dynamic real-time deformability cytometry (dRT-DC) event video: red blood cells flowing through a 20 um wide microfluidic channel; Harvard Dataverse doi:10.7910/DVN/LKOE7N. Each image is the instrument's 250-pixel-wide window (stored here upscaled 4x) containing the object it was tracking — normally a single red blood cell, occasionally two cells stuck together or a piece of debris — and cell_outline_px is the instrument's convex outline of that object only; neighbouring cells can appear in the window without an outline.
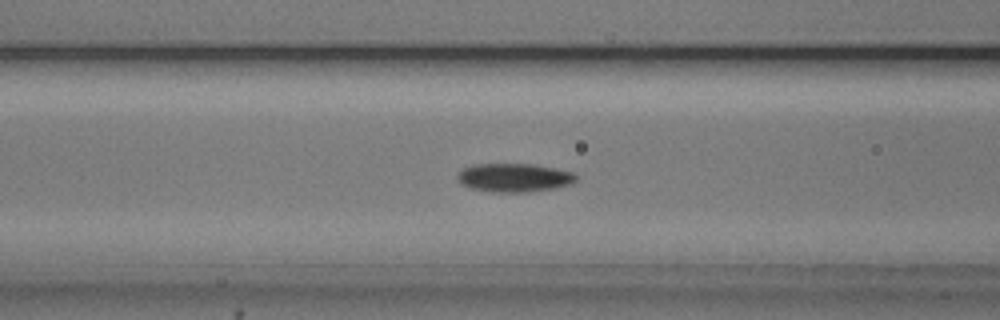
{"species": "common noctule bat (a hibernating species)", "species_latin": "Nyctalus noctula", "temperature_condition": "cold", "stored_images_in_passage": 36, "camera_frame_rate_fps": 3000, "um_per_image_px": 0.085, "animal": {"sex": "male", "body_mass_g": 20.5, "forearm_length_mm": 52.5}, "frame": {"image": 1, "passage_image": 7, "time_ms": 2.0, "image_size_px": [1000, 320], "cell_outline_px": [[576, 180], [572, 184], [552, 188], [528, 192], [492, 192], [468, 188], [460, 184], [456, 180], [456, 176], [464, 168], [472, 164], [532, 164], [572, 172], [576, 176]], "centroid_in_image_um": [43.63, 15.11], "position_along_channel_um": 123.0, "area_um2": 19.77}}
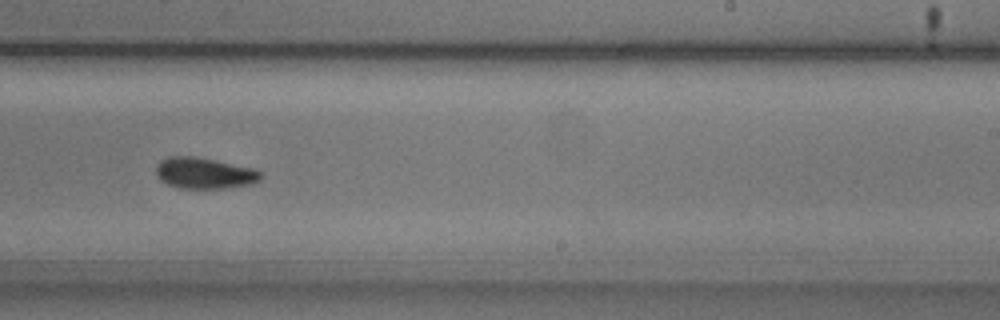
{"frame": {"image": 2, "passage_image": 19, "time_ms": 6.0, "image_size_px": [1000, 320], "cell_outline_px": [[260, 180], [252, 184], [224, 188], [180, 188], [168, 184], [160, 180], [156, 172], [156, 168], [160, 160], [168, 156], [192, 156], [252, 168], [260, 172]], "centroid_in_image_um": [17.33, 14.72], "position_along_channel_um": 271.7, "area_um2": 18.67}}
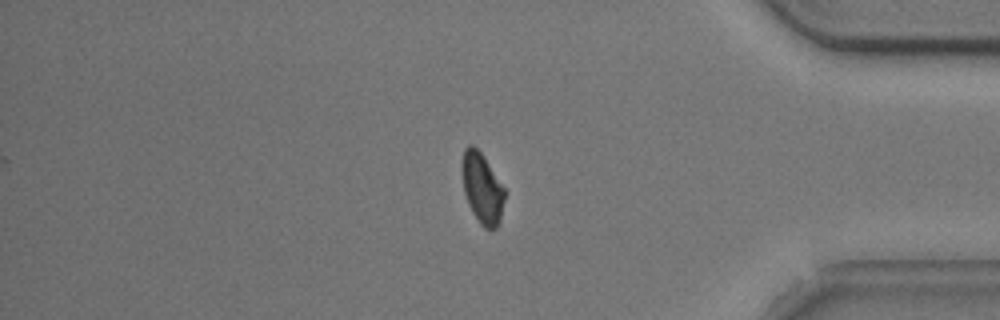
{"frame": {"image": 3, "passage_image": 31, "time_ms": 10.0, "image_size_px": [1000, 320], "cell_outline_px": [[504, 200], [500, 220], [496, 228], [484, 228], [480, 224], [472, 212], [468, 204], [464, 192], [460, 172], [460, 164], [464, 148], [468, 144], [472, 144], [480, 152], [504, 188]], "centroid_in_image_um": [40.93, 15.97], "position_along_channel_um": 394.3, "area_um2": 17.51}, "authors_computed_cell_mechanics": {"area_um2": 19.0162, "velocity_mm_per_s": 3.7211, "shape_relaxation_time_tau1_ms": 2.3098, "shape_relaxation_time_tau2_ms": 4.9167, "deformation_change_tau1": 0.1234, "deformation_change_tau2": 0.0902}}